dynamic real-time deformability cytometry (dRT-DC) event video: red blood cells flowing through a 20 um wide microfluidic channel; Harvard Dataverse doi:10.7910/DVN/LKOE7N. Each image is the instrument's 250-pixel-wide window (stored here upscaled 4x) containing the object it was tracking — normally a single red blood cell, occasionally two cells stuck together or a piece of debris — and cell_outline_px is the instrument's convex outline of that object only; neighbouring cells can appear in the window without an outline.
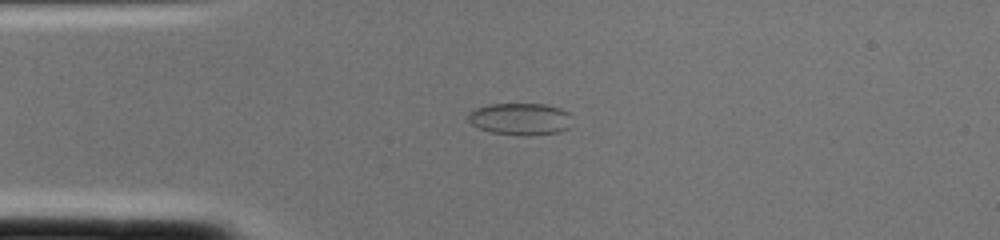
{"species": "common noctule bat (a hibernating species)", "species_latin": "Nyctalus noctula", "temperature_condition": "cold", "stored_images_in_passage": 1, "camera_frame_rate_fps": 3000, "um_per_image_px": 0.085, "animal": {"sex": "female", "body_mass_g": 22.0, "forearm_length_mm": 56.7}, "frame": {"image": 1, "passage_image": 1, "time_ms": 0.0, "image_size_px": [1000, 240], "cell_outline_px": [[572, 116], [568, 128], [560, 132], [528, 136], [520, 136], [492, 132], [480, 128], [472, 124], [468, 120], [468, 112], [476, 108], [488, 104], [544, 104], [560, 108], [568, 112]], "centroid_in_image_um": [44.23, 10.12], "position_along_channel_um": 40.8, "area_um2": 19.54}}